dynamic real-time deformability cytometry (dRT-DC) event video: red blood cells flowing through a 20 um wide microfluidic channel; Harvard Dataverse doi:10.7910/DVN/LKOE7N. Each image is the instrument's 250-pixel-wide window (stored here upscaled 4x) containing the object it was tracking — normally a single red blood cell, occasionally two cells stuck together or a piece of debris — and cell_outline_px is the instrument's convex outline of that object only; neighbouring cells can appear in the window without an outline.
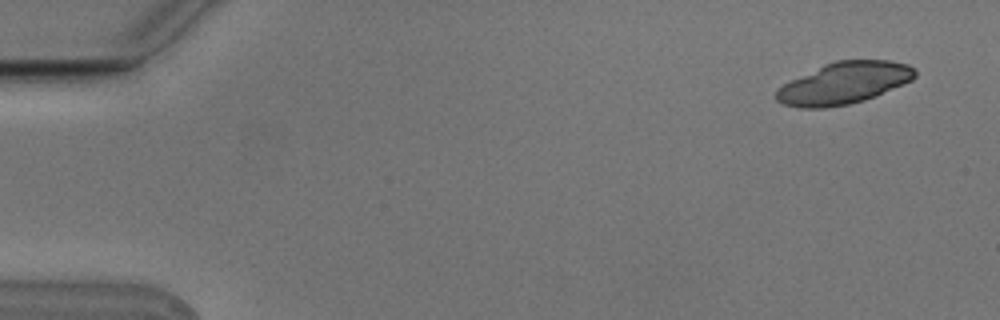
{"species": "Egyptian fruit bat (a non-hibernating species)", "species_latin": "Rousettus aegyptiacus", "temperature_condition": "cold", "stored_images_in_passage": 7, "camera_frame_rate_fps": 3000, "um_per_image_px": 0.085, "animal": {"sex": "male"}, "frame": {"image": 1, "passage_image": 1, "time_ms": 0.0, "image_size_px": [1000, 320], "cell_outline_px": [[916, 76], [912, 80], [904, 84], [864, 100], [848, 104], [824, 108], [800, 108], [784, 104], [776, 100], [776, 88], [824, 64], [836, 60], [888, 60], [908, 64], [916, 68]], "centroid_in_image_um": [71.76, 7.06], "position_along_channel_um": 13.2, "area_um2": 33.58}}